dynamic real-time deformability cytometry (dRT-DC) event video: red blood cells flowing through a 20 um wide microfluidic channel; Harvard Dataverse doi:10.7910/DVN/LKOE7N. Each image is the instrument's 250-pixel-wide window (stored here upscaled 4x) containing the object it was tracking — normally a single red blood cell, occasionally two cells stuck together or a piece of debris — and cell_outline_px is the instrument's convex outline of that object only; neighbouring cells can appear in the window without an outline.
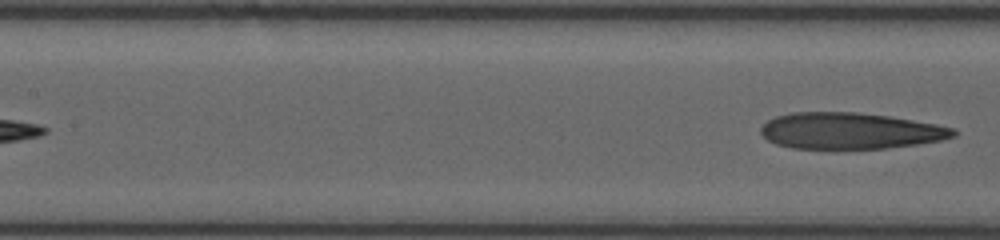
{"species": "human", "species_latin": "Homo sapiens", "temperature_condition": "room temperature", "stored_images_in_passage": 8, "segment_of_instrument_passage": [2, 2], "camera_frame_rate_fps": 3000, "um_per_image_px": 0.085, "donor": {"sex": "female"}, "frame": {"image": 1, "passage_image": 8, "time_ms": 4.0, "image_size_px": [1000, 240], "cell_outline_px": [[956, 136], [940, 140], [916, 144], [888, 148], [792, 148], [776, 144], [768, 140], [760, 132], [760, 128], [768, 120], [776, 116], [792, 112], [856, 112], [888, 116], [936, 124], [952, 128], [956, 132]], "centroid_in_image_um": [72.23, 11.11], "position_along_channel_um": 135.2, "area_um2": 40.46}}